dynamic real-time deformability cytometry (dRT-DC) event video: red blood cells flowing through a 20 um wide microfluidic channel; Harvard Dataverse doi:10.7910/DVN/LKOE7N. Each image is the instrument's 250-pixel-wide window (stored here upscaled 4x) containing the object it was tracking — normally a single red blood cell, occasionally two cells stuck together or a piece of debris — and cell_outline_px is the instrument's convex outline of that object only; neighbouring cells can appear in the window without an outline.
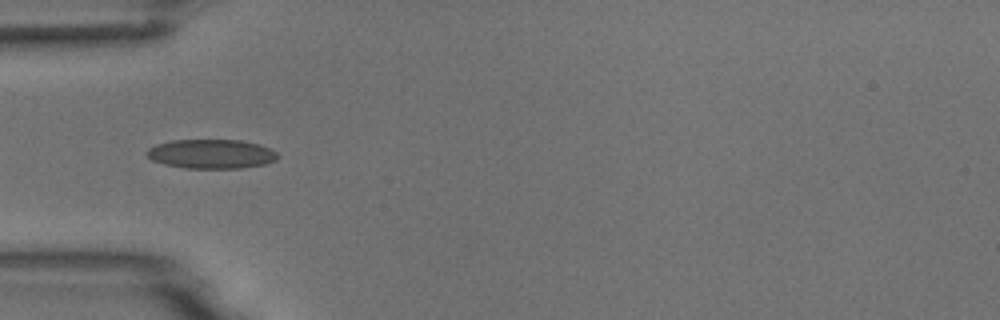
{"species": "common noctule bat (a hibernating species)", "species_latin": "Nyctalus noctula", "temperature_condition": "room temperature", "stored_images_in_passage": 7, "camera_frame_rate_fps": 3000, "um_per_image_px": 0.085, "animal": {"sex": "male", "body_mass_g": 18.8}, "frame": {"image": 1, "passage_image": 5, "time_ms": 4.333, "image_size_px": [1000, 320], "cell_outline_px": [[280, 156], [276, 160], [264, 164], [240, 168], [184, 168], [164, 164], [152, 160], [144, 152], [148, 148], [156, 144], [172, 140], [240, 140], [260, 144], [276, 152]], "centroid_in_image_um": [17.95, 13.08], "position_along_channel_um": 67.1, "area_um2": 22.37}}